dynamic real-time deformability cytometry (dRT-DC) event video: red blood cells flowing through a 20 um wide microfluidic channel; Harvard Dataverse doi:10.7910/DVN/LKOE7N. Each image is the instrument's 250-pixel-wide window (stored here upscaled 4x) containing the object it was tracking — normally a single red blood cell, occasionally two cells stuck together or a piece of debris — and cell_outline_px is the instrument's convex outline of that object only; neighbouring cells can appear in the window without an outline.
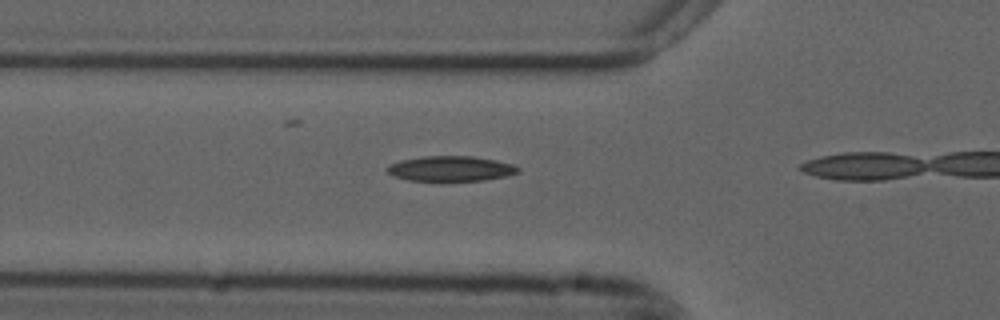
{"species": "common noctule bat (a hibernating species)", "species_latin": "Nyctalus noctula", "temperature_condition": "cold", "stored_images_in_passage": 15, "camera_frame_rate_fps": 3000, "um_per_image_px": 0.085, "animal": {"sex": "male", "forearm_length_mm": 52.5}, "frame": {"image": 1, "passage_image": 13, "time_ms": 4.0, "image_size_px": [1000, 320], "cell_outline_px": [[520, 172], [504, 176], [484, 180], [440, 184], [408, 180], [392, 176], [384, 168], [388, 164], [400, 160], [424, 156], [472, 156], [496, 160], [512, 164], [520, 168]], "centroid_in_image_um": [38.24, 14.38], "position_along_channel_um": 87.6, "area_um2": 20.23}}